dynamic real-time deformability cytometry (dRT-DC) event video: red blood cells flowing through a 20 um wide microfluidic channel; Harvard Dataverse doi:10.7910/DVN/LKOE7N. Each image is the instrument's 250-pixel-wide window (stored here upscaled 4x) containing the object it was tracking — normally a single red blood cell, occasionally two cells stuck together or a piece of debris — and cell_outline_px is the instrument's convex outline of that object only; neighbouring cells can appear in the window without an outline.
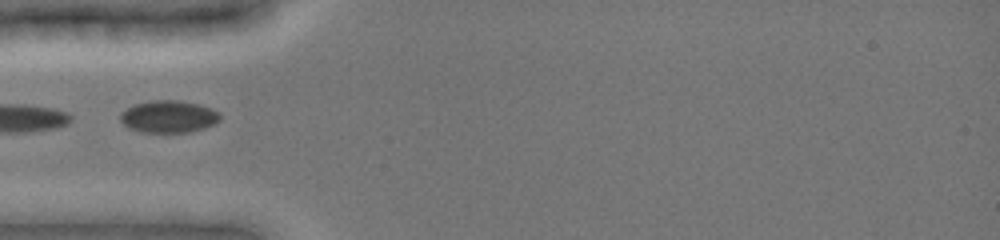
{"species": "common noctule bat (a hibernating species)", "species_latin": "Nyctalus noctula", "temperature_condition": "cold", "stored_images_in_passage": 13, "camera_frame_rate_fps": 3000, "um_per_image_px": 0.085, "animal": {"sex": "female", "body_mass_g": 19.0, "forearm_length_mm": 51.5}, "frame": {"image": 1, "passage_image": 1, "time_ms": 0.0, "image_size_px": [1000, 240], "cell_outline_px": [[220, 120], [216, 124], [192, 132], [140, 132], [128, 128], [120, 120], [120, 112], [132, 104], [152, 100], [176, 100], [200, 104], [212, 108], [220, 112]], "centroid_in_image_um": [14.34, 9.9], "position_along_channel_um": 70.7, "area_um2": 19.07}}
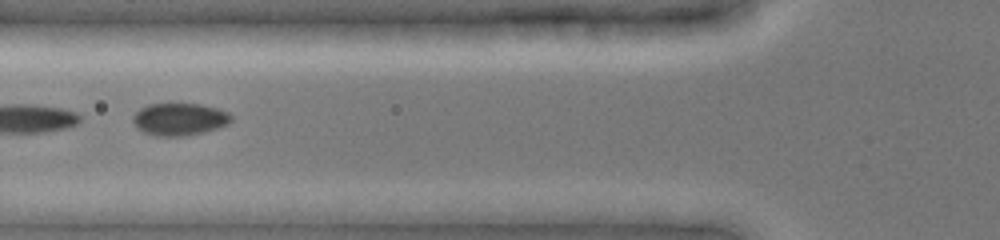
{"frame": {"image": 2, "passage_image": 4, "time_ms": 1.0, "image_size_px": [1000, 240], "cell_outline_px": [[232, 120], [228, 124], [204, 132], [188, 136], [156, 136], [144, 132], [136, 128], [132, 120], [132, 116], [140, 108], [148, 104], [200, 104], [216, 108], [228, 112], [232, 116]], "centroid_in_image_um": [15.23, 10.14], "position_along_channel_um": 110.6, "area_um2": 18.61}}